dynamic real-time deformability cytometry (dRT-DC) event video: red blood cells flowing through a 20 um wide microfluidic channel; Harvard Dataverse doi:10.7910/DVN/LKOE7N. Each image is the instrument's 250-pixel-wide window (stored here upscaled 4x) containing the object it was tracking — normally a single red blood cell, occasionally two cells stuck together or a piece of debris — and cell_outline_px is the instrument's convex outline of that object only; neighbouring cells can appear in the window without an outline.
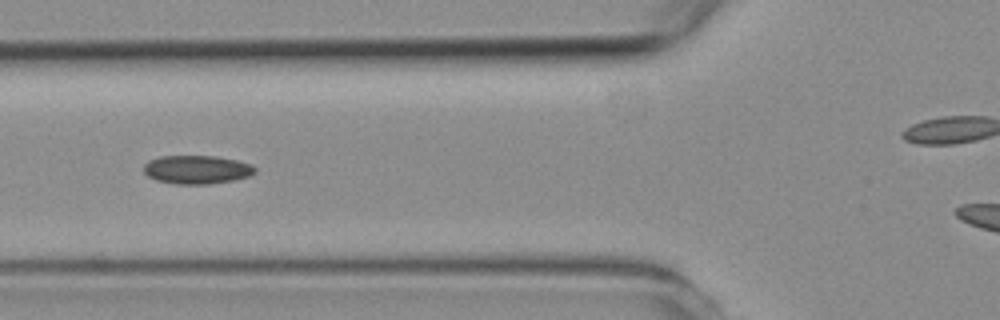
{"species": "common noctule bat (a hibernating species)", "species_latin": "Nyctalus noctula", "temperature_condition": "room temperature", "stored_images_in_passage": 5, "camera_frame_rate_fps": 3000, "um_per_image_px": 0.085, "animal": {"sex": "female", "body_mass_g": 19.3, "forearm_length_mm": 54.1}, "frame": {"image": 1, "passage_image": 5, "time_ms": 4.667, "image_size_px": [1000, 320], "cell_outline_px": [[256, 172], [248, 176], [232, 180], [208, 184], [176, 184], [156, 180], [148, 176], [144, 172], [144, 164], [148, 160], [160, 156], [216, 156], [236, 160], [252, 164], [256, 168]], "centroid_in_image_um": [16.72, 14.41], "position_along_channel_um": 109.1, "area_um2": 18.5}}